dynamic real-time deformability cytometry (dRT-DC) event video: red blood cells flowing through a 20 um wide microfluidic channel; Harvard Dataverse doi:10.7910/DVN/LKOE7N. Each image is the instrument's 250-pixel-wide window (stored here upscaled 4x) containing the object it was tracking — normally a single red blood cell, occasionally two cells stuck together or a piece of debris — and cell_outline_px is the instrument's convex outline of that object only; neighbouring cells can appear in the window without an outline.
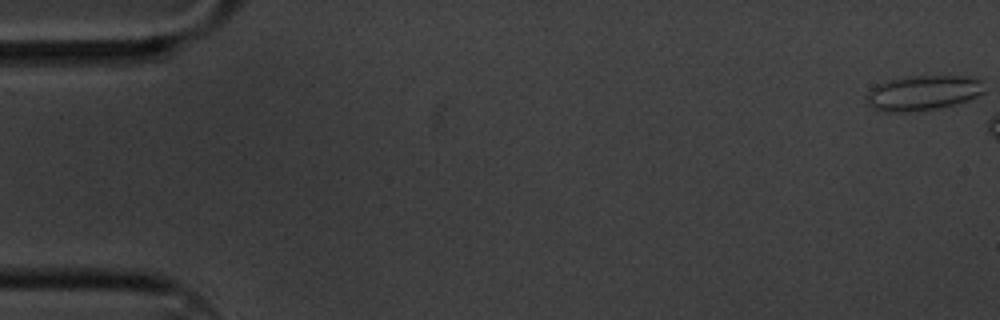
{"species": "common noctule bat (a hibernating species)", "species_latin": "Nyctalus noctula", "temperature_condition": "cold", "stored_images_in_passage": 4, "camera_frame_rate_fps": 3000, "um_per_image_px": 0.085, "animal": {"sex": "male", "body_mass_g": 20.1, "forearm_length_mm": 53.5}, "frame": {"image": 1, "passage_image": 1, "time_ms": 0.0, "image_size_px": [1000, 320], "cell_outline_px": [[984, 92], [968, 100], [936, 108], [908, 112], [880, 112], [872, 108], [864, 100], [864, 96], [876, 84], [888, 80], [904, 76], [964, 76], [984, 80]], "centroid_in_image_um": [78.39, 7.89], "position_along_channel_um": 6.6, "area_um2": 24.28}}